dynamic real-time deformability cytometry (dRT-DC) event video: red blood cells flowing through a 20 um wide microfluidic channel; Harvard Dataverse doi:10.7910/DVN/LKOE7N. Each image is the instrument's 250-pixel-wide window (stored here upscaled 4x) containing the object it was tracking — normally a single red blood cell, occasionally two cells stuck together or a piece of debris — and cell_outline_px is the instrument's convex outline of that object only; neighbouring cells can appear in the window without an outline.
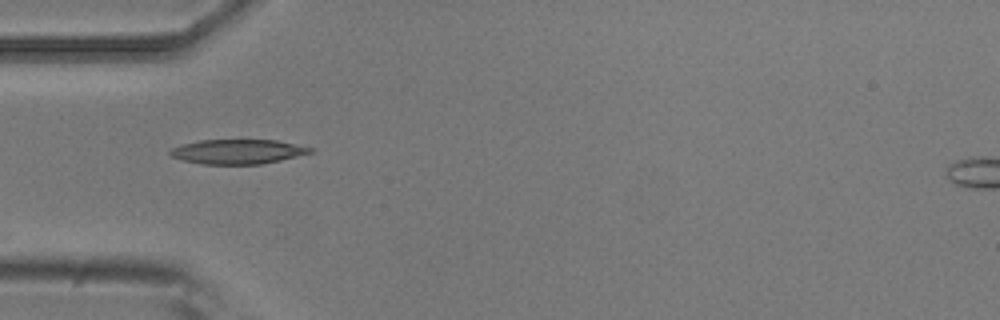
{"species": "common noctule bat (a hibernating species)", "species_latin": "Nyctalus noctula", "temperature_condition": "room temperature", "stored_images_in_passage": 6, "camera_frame_rate_fps": 3000, "um_per_image_px": 0.085, "animal": {"sex": "male", "body_mass_g": 20.5, "forearm_length_mm": 52.5}, "frame": {"image": 1, "passage_image": 5, "time_ms": 1.333, "image_size_px": [1000, 320], "cell_outline_px": [[312, 152], [280, 160], [260, 164], [200, 164], [184, 160], [172, 156], [168, 152], [172, 148], [180, 144], [200, 140], [276, 140], [312, 148]], "centroid_in_image_um": [20.15, 12.88], "position_along_channel_um": 64.8, "area_um2": 19.83}}